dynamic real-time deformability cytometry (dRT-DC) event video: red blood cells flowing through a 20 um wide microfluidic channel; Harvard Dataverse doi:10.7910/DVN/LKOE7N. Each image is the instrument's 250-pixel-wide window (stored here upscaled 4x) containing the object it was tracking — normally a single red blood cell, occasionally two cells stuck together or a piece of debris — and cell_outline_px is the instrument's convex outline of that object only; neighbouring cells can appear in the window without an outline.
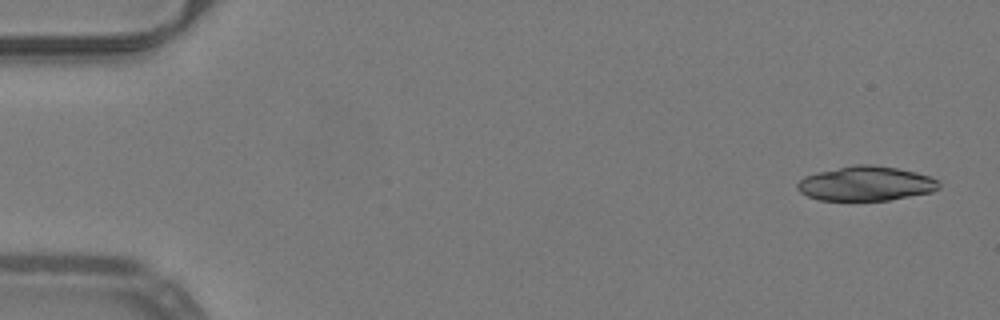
{"species": "common noctule bat (a hibernating species)", "species_latin": "Nyctalus noctula", "temperature_condition": "warm", "stored_images_in_passage": 29, "camera_frame_rate_fps": 3000, "um_per_image_px": 0.085, "animal": {"sex": "male", "body_mass_g": 19.2, "forearm_length_mm": 51.8}, "frame": {"image": 1, "passage_image": 2, "time_ms": 0.333, "image_size_px": [1000, 320], "cell_outline_px": [[940, 188], [932, 192], [888, 200], [820, 200], [808, 196], [800, 192], [796, 188], [796, 184], [804, 176], [816, 172], [856, 164], [872, 164], [896, 168], [916, 172], [940, 180]], "centroid_in_image_um": [73.6, 15.6], "position_along_channel_um": 11.4, "area_um2": 28.55}}